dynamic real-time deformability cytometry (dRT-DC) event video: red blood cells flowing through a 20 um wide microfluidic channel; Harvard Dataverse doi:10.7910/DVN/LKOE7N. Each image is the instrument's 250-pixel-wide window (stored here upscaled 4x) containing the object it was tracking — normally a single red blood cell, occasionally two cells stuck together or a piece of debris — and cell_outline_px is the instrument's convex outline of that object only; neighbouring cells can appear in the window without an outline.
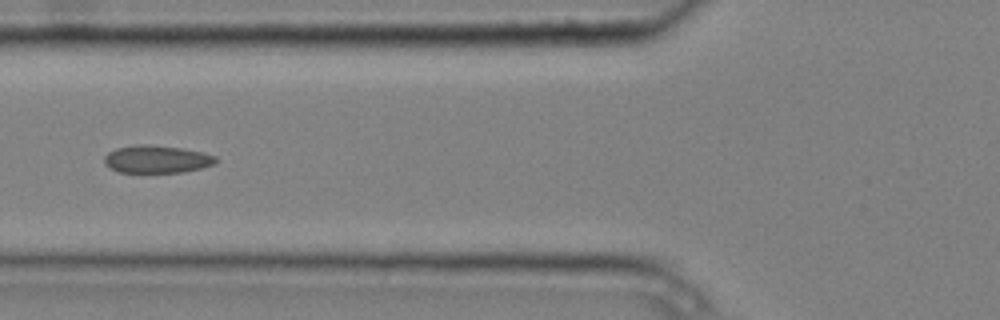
{"species": "common noctule bat (a hibernating species)", "species_latin": "Nyctalus noctula", "temperature_condition": "cold", "stored_images_in_passage": 10, "camera_frame_rate_fps": 3000, "um_per_image_px": 0.085, "animal": {"sex": "male", "body_mass_g": 20.4}, "frame": {"image": 1, "passage_image": 7, "time_ms": 2.0, "image_size_px": [1000, 320], "cell_outline_px": [[216, 164], [184, 172], [120, 172], [104, 164], [104, 156], [108, 152], [116, 148], [144, 144], [148, 144], [180, 148], [204, 152], [216, 156]], "centroid_in_image_um": [13.34, 13.53], "position_along_channel_um": 112.5, "area_um2": 17.86}}
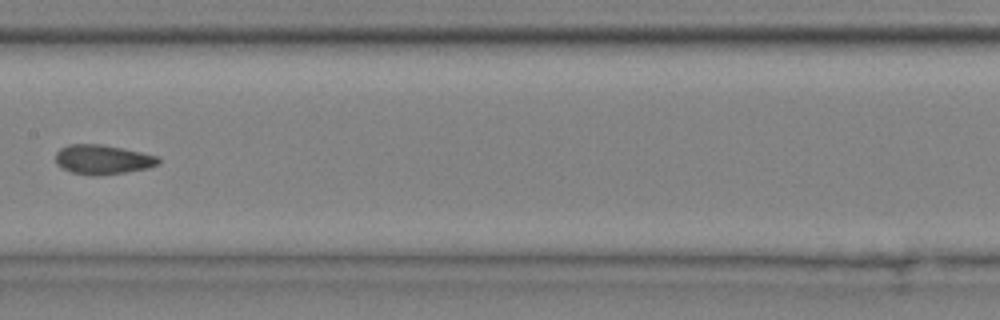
{"frame": {"image": 2, "passage_image": 9, "time_ms": 2.667, "image_size_px": [1000, 320], "cell_outline_px": [[160, 164], [148, 168], [124, 172], [96, 176], [92, 176], [72, 172], [56, 164], [56, 152], [60, 148], [68, 144], [104, 144], [124, 148], [160, 156]], "centroid_in_image_um": [8.76, 13.55], "position_along_channel_um": 198.6, "area_um2": 17.86}}
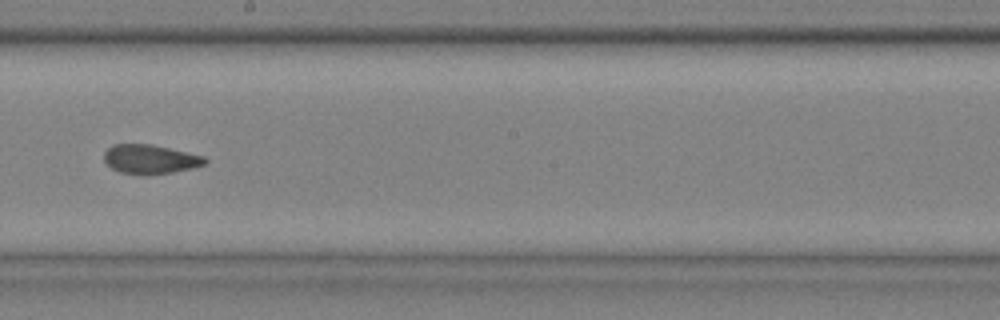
{"frame": {"image": 3, "passage_image": 10, "time_ms": 3.0, "image_size_px": [1000, 320], "cell_outline_px": [[208, 160], [204, 164], [196, 168], [172, 172], [120, 172], [112, 168], [104, 160], [104, 152], [112, 144], [152, 144], [204, 156]], "centroid_in_image_um": [12.79, 13.49], "position_along_channel_um": 235.4, "area_um2": 16.59}}